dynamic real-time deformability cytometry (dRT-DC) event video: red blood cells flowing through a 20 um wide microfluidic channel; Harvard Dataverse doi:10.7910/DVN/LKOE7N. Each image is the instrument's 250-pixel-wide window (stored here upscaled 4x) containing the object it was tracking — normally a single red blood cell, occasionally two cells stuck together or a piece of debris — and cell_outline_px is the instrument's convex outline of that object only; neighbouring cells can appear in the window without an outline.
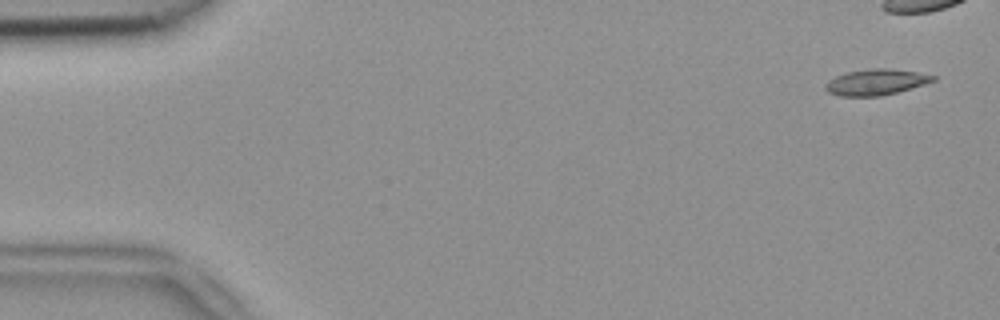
{"species": "common noctule bat (a hibernating species)", "species_latin": "Nyctalus noctula", "temperature_condition": "room temperature", "stored_images_in_passage": 41, "camera_frame_rate_fps": 3000, "um_per_image_px": 0.085, "animal": {"sex": "female", "body_mass_g": 18.4}, "frame": {"image": 1, "passage_image": 2, "time_ms": 0.333, "image_size_px": [1000, 320], "cell_outline_px": [[936, 80], [896, 92], [880, 96], [840, 96], [828, 92], [824, 88], [824, 84], [828, 80], [836, 76], [848, 72], [868, 68], [888, 68], [916, 72], [936, 76]], "centroid_in_image_um": [74.41, 6.97], "position_along_channel_um": 10.6, "area_um2": 16.13}}
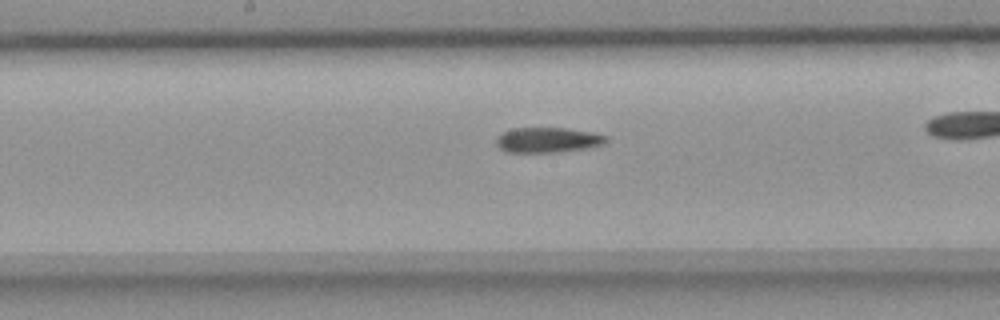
{"frame": {"image": 2, "passage_image": 27, "time_ms": 8.667, "image_size_px": [1000, 320], "cell_outline_px": [[608, 140], [604, 144], [592, 148], [556, 152], [508, 152], [500, 148], [496, 144], [496, 136], [500, 132], [512, 128], [564, 128], [592, 132], [608, 136]], "centroid_in_image_um": [46.57, 11.89], "position_along_channel_um": 201.6, "area_um2": 16.36}}
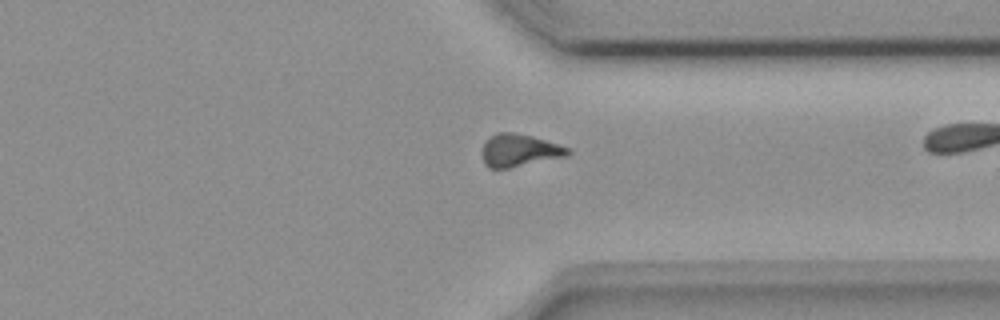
{"frame": {"image": 3, "passage_image": 40, "time_ms": 13.0, "image_size_px": [1000, 320], "cell_outline_px": [[572, 152], [568, 156], [508, 168], [488, 168], [484, 164], [484, 144], [496, 132], [512, 132], [532, 136], [572, 148]], "centroid_in_image_um": [44.22, 12.78], "position_along_channel_um": 367.2, "area_um2": 16.13}}